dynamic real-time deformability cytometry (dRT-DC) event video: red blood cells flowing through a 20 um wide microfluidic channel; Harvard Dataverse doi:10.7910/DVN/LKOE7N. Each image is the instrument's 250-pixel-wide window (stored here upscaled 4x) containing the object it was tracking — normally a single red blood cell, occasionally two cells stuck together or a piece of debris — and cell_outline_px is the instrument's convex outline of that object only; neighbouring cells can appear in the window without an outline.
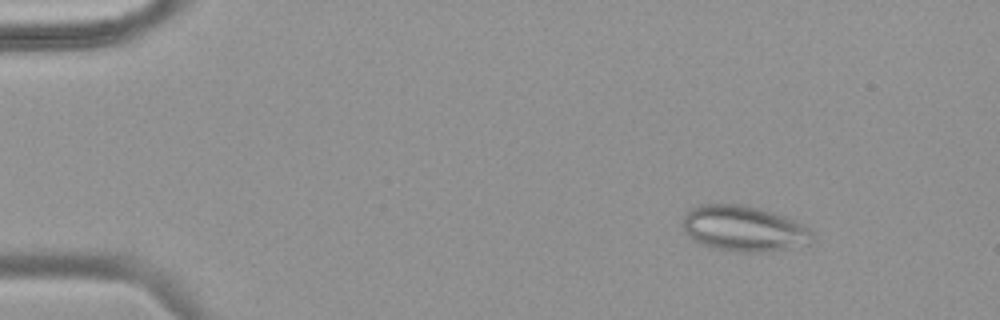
{"species": "common noctule bat (a hibernating species)", "species_latin": "Nyctalus noctula", "temperature_condition": "warm", "stored_images_in_passage": 48, "camera_frame_rate_fps": 3000, "um_per_image_px": 0.085, "animal": {"sex": "female", "body_mass_g": 18.4}, "frame": {"image": 1, "passage_image": 6, "time_ms": 1.667, "image_size_px": [1000, 320], "cell_outline_px": [[812, 236], [808, 244], [760, 252], [740, 252], [716, 248], [700, 244], [688, 236], [684, 228], [684, 216], [688, 208], [700, 204], [740, 204], [772, 212], [784, 216], [804, 224], [812, 232]], "centroid_in_image_um": [63.18, 19.41], "position_along_channel_um": 21.8, "area_um2": 34.1}}
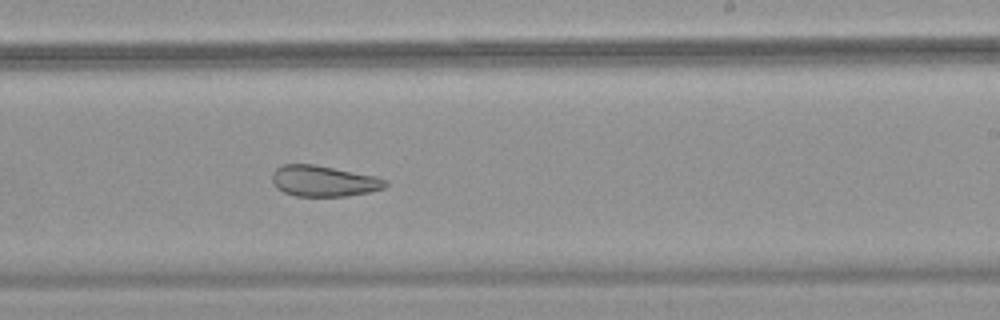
{"frame": {"image": 2, "passage_image": 30, "time_ms": 9.667, "image_size_px": [1000, 320], "cell_outline_px": [[388, 184], [384, 188], [372, 192], [344, 196], [296, 196], [284, 192], [276, 188], [272, 180], [272, 172], [276, 168], [284, 164], [312, 164], [376, 176], [388, 180]], "centroid_in_image_um": [27.52, 15.39], "position_along_channel_um": 261.5, "area_um2": 20.46}}
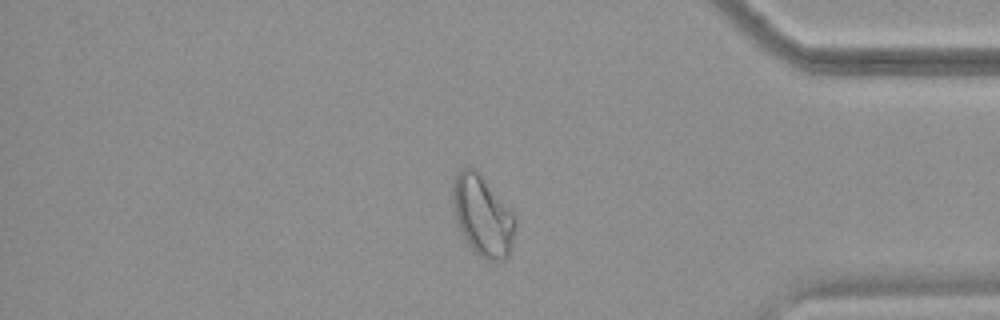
{"frame": {"image": 3, "passage_image": 41, "time_ms": 13.333, "image_size_px": [1000, 320], "cell_outline_px": [[516, 228], [512, 248], [508, 256], [504, 260], [488, 260], [480, 256], [468, 244], [456, 220], [452, 196], [452, 184], [460, 168], [472, 168], [480, 176], [516, 216]], "centroid_in_image_um": [41.04, 18.38], "position_along_channel_um": 394.2, "area_um2": 28.73}}